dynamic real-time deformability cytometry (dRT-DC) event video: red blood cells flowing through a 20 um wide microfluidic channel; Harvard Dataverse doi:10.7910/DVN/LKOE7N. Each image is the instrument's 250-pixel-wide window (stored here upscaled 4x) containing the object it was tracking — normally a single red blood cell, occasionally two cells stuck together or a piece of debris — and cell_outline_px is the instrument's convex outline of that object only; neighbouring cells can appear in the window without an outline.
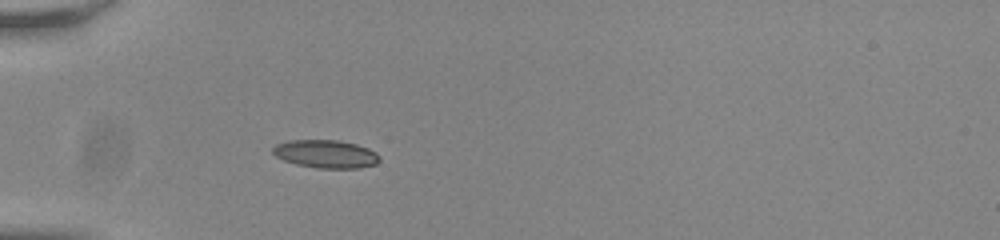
{"species": "common noctule bat (a hibernating species)", "species_latin": "Nyctalus noctula", "temperature_condition": "room temperature", "stored_images_in_passage": 39, "camera_frame_rate_fps": 3000, "um_per_image_px": 0.085, "animal": {"sex": "male", "body_mass_g": 20.0, "forearm_length_mm": 53.3}, "frame": {"image": 1, "passage_image": 5, "time_ms": 1.333, "image_size_px": [1000, 240], "cell_outline_px": [[380, 160], [376, 164], [360, 168], [316, 168], [296, 164], [284, 160], [276, 156], [272, 152], [272, 148], [276, 144], [288, 140], [340, 140], [356, 144], [368, 148], [376, 152], [380, 156]], "centroid_in_image_um": [27.7, 13.08], "position_along_channel_um": 57.3, "area_um2": 17.57}}
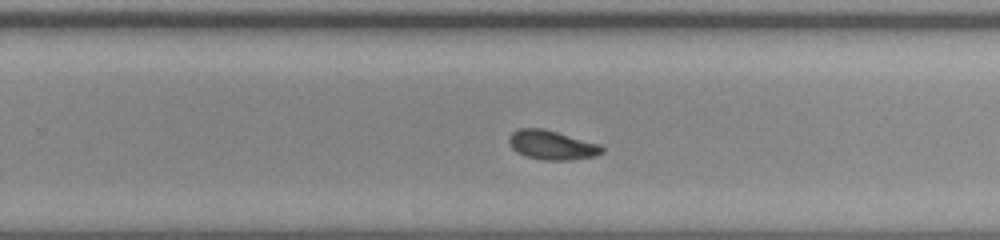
{"frame": {"image": 2, "passage_image": 20, "time_ms": 6.333, "image_size_px": [1000, 240], "cell_outline_px": [[604, 152], [596, 156], [572, 160], [544, 160], [528, 156], [516, 152], [512, 148], [508, 140], [508, 136], [516, 128], [544, 128], [600, 144], [604, 148]], "centroid_in_image_um": [46.91, 12.32], "position_along_channel_um": 282.9, "area_um2": 16.01}}
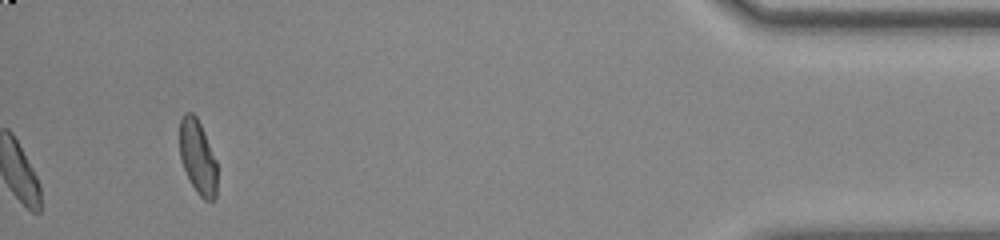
{"frame": {"image": 3, "passage_image": 39, "time_ms": 12.667, "image_size_px": [1000, 240], "cell_outline_px": [[216, 200], [204, 200], [196, 192], [180, 160], [180, 116], [184, 112], [192, 112], [196, 116], [204, 132], [216, 160]], "centroid_in_image_um": [16.8, 13.33], "position_along_channel_um": 418.4, "area_um2": 16.13}, "authors_computed_cell_mechanics": {"area_um2": 15.895, "velocity_mm_per_s": 3.8045, "shape_relaxation_time_tau1_ms": 2.6871, "shape_relaxation_time_tau2_ms": 1.815, "deformation_change_tau1": 0.0916, "deformation_change_tau2": 0.0436}}